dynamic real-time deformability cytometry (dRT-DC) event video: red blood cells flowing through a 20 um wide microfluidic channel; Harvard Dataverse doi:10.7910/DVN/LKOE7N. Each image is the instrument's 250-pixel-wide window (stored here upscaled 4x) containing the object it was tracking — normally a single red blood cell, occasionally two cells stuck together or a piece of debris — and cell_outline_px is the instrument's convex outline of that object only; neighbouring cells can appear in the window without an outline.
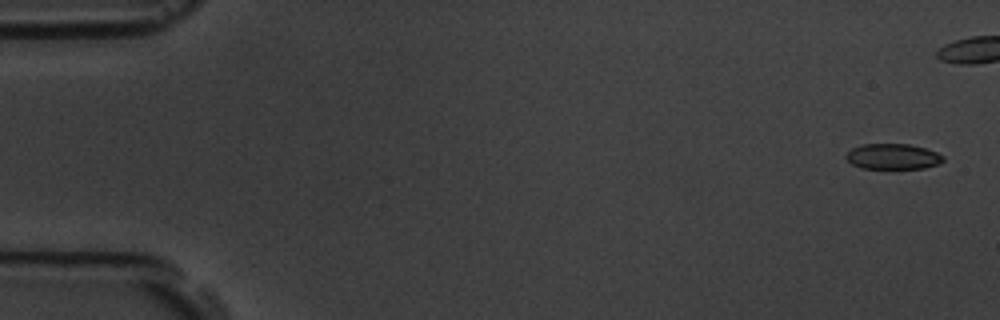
{"species": "common noctule bat (a hibernating species)", "species_latin": "Nyctalus noctula", "temperature_condition": "room temperature", "stored_images_in_passage": 6, "camera_frame_rate_fps": 3000, "um_per_image_px": 0.085, "animal": {"sex": "male", "body_mass_g": 19.5, "forearm_length_mm": 54.6}, "frame": {"image": 1, "passage_image": 1, "time_ms": 0.0, "image_size_px": [1000, 320], "cell_outline_px": [[944, 160], [940, 164], [924, 168], [860, 168], [852, 164], [844, 156], [852, 148], [864, 144], [908, 144], [924, 148], [936, 152], [944, 156]], "centroid_in_image_um": [75.9, 13.31], "position_along_channel_um": 9.1, "area_um2": 14.39}}
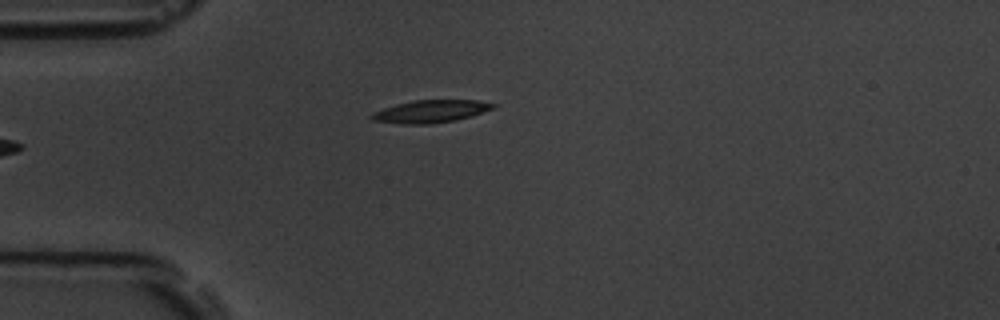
{"frame": {"image": 2, "passage_image": 6, "time_ms": 6.0, "image_size_px": [1000, 320], "cell_outline_px": [[496, 104], [492, 108], [472, 116], [456, 120], [428, 124], [404, 124], [372, 120], [368, 116], [372, 112], [396, 104], [412, 100], [476, 100]], "centroid_in_image_um": [36.55, 9.46], "position_along_channel_um": 48.4, "area_um2": 15.9}}